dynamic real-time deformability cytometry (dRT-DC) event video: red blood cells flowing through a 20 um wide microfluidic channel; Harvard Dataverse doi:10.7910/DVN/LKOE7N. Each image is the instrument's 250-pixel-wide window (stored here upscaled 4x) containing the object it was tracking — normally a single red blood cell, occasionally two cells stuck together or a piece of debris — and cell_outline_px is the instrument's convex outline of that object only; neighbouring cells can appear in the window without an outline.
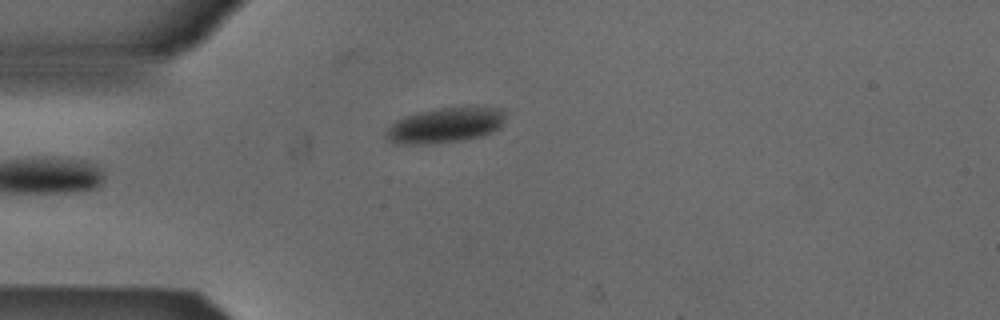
{"species": "Egyptian fruit bat (a non-hibernating species)", "species_latin": "Rousettus aegyptiacus", "temperature_condition": "cold", "stored_images_in_passage": 34, "camera_frame_rate_fps": 3000, "um_per_image_px": 0.085, "animal": {"sex": "male"}, "frame": {"image": 1, "passage_image": 1, "time_ms": 0.0, "image_size_px": [1000, 320], "cell_outline_px": [[504, 120], [496, 128], [480, 136], [460, 140], [428, 144], [396, 144], [388, 140], [384, 136], [384, 132], [396, 120], [404, 116], [416, 112], [440, 108], [504, 108]], "centroid_in_image_um": [37.74, 10.65], "position_along_channel_um": 47.3, "area_um2": 24.04}}
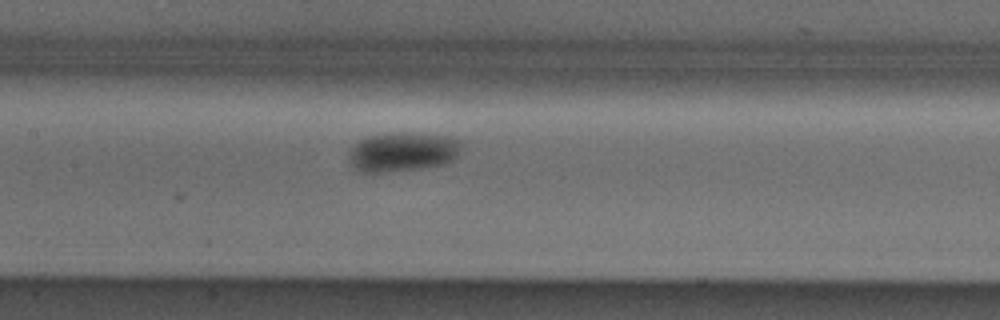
{"frame": {"image": 2, "passage_image": 12, "time_ms": 3.667, "image_size_px": [1000, 320], "cell_outline_px": [[460, 148], [456, 156], [452, 160], [444, 164], [424, 168], [388, 172], [360, 172], [352, 168], [348, 160], [348, 152], [360, 140], [368, 136], [392, 132], [424, 132], [448, 136], [460, 140]], "centroid_in_image_um": [34.2, 12.9], "position_along_channel_um": 173.2, "area_um2": 26.3}}
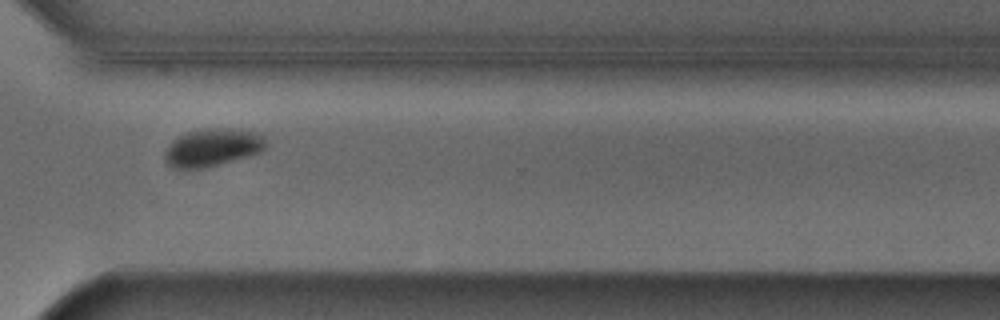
{"frame": {"image": 3, "passage_image": 26, "time_ms": 8.333, "image_size_px": [1000, 320], "cell_outline_px": [[268, 144], [260, 152], [216, 164], [200, 168], [176, 168], [168, 164], [164, 156], [168, 148], [180, 136], [188, 132], [208, 128], [240, 128], [256, 132], [264, 136]], "centroid_in_image_um": [18.13, 12.5], "position_along_channel_um": 352.5, "area_um2": 21.68}, "authors_computed_cell_mechanics": {"area_um2": 24.1026, "velocity_mm_per_s": 3.8414, "shape_relaxation_time_tau1_ms": 2.6092, "shape_relaxation_time_tau2_ms": null, "deformation_change_tau1": 0.0781, "deformation_change_tau2": null}}